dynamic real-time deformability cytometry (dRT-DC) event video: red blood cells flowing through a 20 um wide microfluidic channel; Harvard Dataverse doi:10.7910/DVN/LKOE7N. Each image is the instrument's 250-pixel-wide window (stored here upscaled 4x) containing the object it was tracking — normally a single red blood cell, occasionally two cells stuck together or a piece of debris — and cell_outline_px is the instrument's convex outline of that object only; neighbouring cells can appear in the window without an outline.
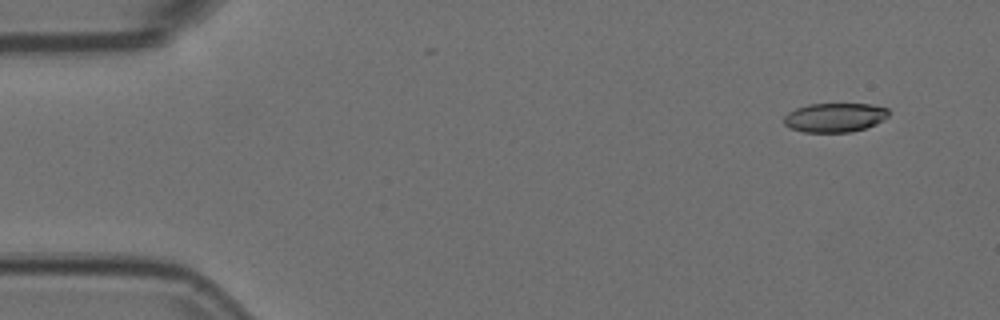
{"species": "Egyptian fruit bat (a non-hibernating species)", "species_latin": "Rousettus aegyptiacus", "temperature_condition": "room temperature", "stored_images_in_passage": 6, "camera_frame_rate_fps": 3000, "um_per_image_px": 0.085, "animal": {"sex": "female"}, "frame": {"image": 1, "passage_image": 1, "time_ms": 0.0, "image_size_px": [1000, 320], "cell_outline_px": [[888, 116], [876, 124], [852, 132], [804, 132], [792, 128], [784, 124], [784, 116], [788, 112], [796, 108], [808, 104], [872, 104], [888, 108]], "centroid_in_image_um": [70.96, 9.98], "position_along_channel_um": 14.0, "area_um2": 17.74}}
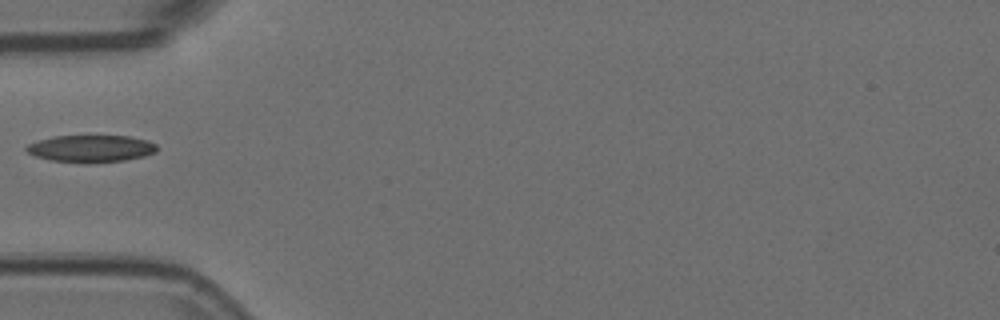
{"frame": {"image": 2, "passage_image": 5, "time_ms": 1.333, "image_size_px": [1000, 320], "cell_outline_px": [[156, 152], [144, 156], [124, 160], [88, 164], [84, 164], [52, 160], [36, 156], [28, 152], [24, 148], [28, 144], [40, 140], [56, 136], [128, 136], [148, 140], [156, 144]], "centroid_in_image_um": [7.75, 12.64], "position_along_channel_um": 77.3, "area_um2": 20.63}}
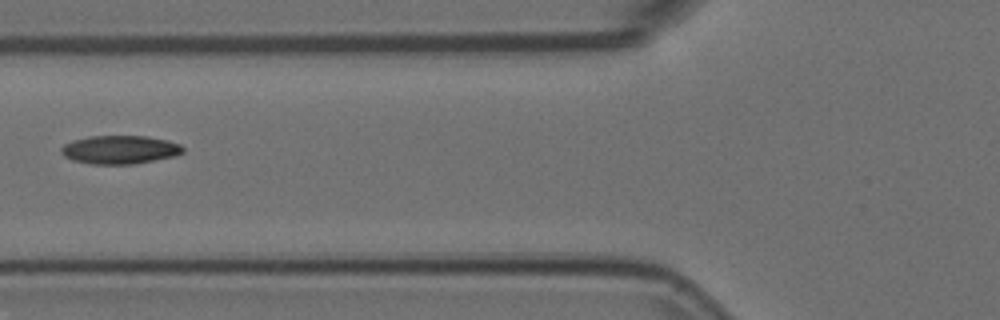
{"frame": {"image": 3, "passage_image": 6, "time_ms": 1.667, "image_size_px": [1000, 320], "cell_outline_px": [[184, 152], [176, 156], [132, 164], [92, 164], [72, 160], [64, 156], [60, 152], [60, 148], [64, 144], [72, 140], [88, 136], [148, 136], [168, 140], [180, 144], [184, 148]], "centroid_in_image_um": [10.18, 12.71], "position_along_channel_um": 115.6, "area_um2": 20.35}}